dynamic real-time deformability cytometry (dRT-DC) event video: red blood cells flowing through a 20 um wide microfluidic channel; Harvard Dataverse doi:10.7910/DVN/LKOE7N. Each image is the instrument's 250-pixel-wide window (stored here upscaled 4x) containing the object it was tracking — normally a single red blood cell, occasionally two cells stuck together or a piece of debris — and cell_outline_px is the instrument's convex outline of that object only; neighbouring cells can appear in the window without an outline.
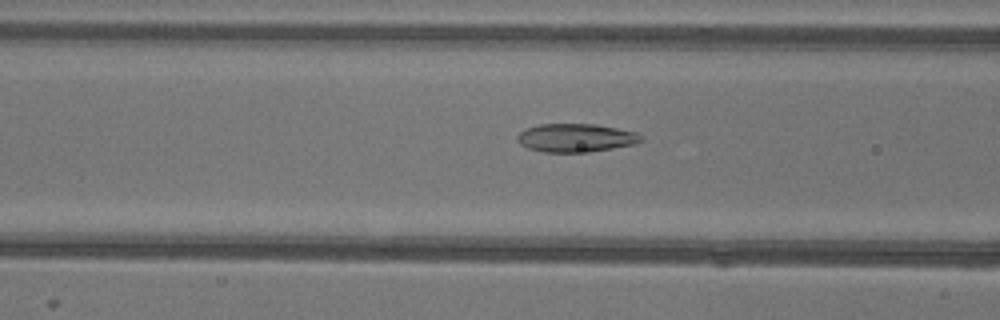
{"species": "common noctule bat (a hibernating species)", "species_latin": "Nyctalus noctula", "temperature_condition": "warm", "stored_images_in_passage": 52, "camera_frame_rate_fps": 3000, "um_per_image_px": 0.085, "animal": {"sex": "female"}, "frame": {"image": 1, "passage_image": 20, "time_ms": 6.333, "image_size_px": [1000, 320], "cell_outline_px": [[644, 140], [632, 144], [612, 148], [588, 152], [544, 152], [528, 148], [520, 144], [516, 140], [516, 136], [520, 132], [528, 128], [540, 124], [596, 124], [640, 132], [644, 136]], "centroid_in_image_um": [48.98, 11.71], "position_along_channel_um": 117.6, "area_um2": 20.58}}
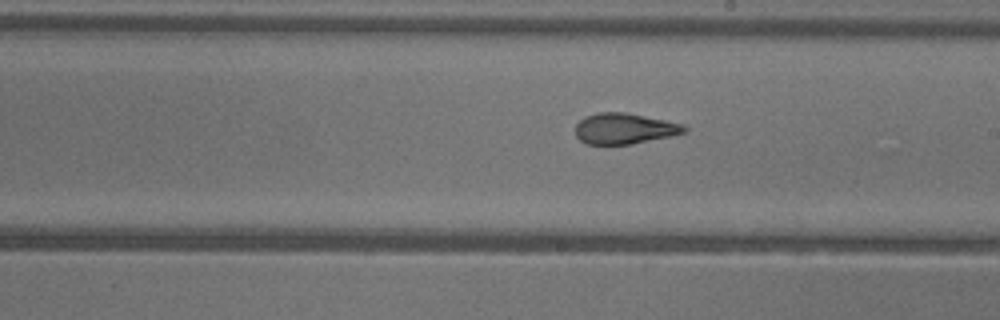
{"frame": {"image": 2, "passage_image": 29, "time_ms": 9.333, "image_size_px": [1000, 320], "cell_outline_px": [[688, 128], [684, 132], [672, 136], [632, 144], [588, 144], [580, 140], [576, 136], [576, 124], [584, 116], [596, 112], [624, 112], [684, 124]], "centroid_in_image_um": [53.06, 10.92], "position_along_channel_um": 235.9, "area_um2": 19.54}}
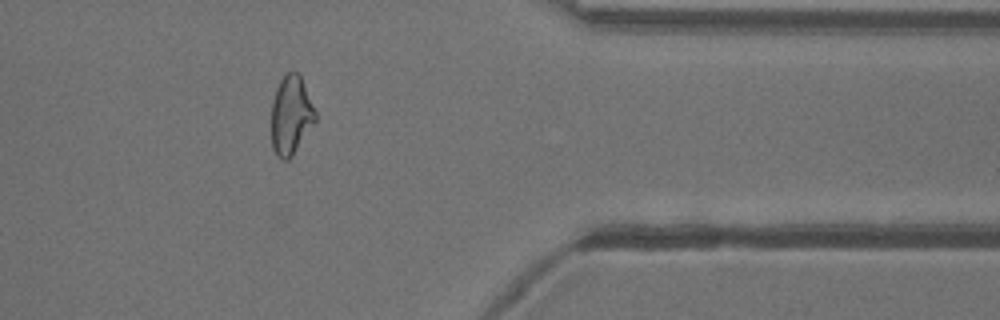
{"frame": {"image": 3, "passage_image": 42, "time_ms": 13.667, "image_size_px": [1000, 320], "cell_outline_px": [[316, 120], [292, 156], [288, 160], [284, 160], [276, 156], [272, 148], [272, 100], [276, 88], [280, 80], [292, 68], [300, 76], [316, 112]], "centroid_in_image_um": [24.72, 9.8], "position_along_channel_um": 386.7, "area_um2": 20.06}, "authors_computed_cell_mechanics": {"area_um2": 21.0103, "velocity_mm_per_s": 3.945, "shape_relaxation_time_tau1_ms": 11.0635, "shape_relaxation_time_tau2_ms": 1.9141, "deformation_change_tau1": 0.2716, "deformation_change_tau2": 0.095}}